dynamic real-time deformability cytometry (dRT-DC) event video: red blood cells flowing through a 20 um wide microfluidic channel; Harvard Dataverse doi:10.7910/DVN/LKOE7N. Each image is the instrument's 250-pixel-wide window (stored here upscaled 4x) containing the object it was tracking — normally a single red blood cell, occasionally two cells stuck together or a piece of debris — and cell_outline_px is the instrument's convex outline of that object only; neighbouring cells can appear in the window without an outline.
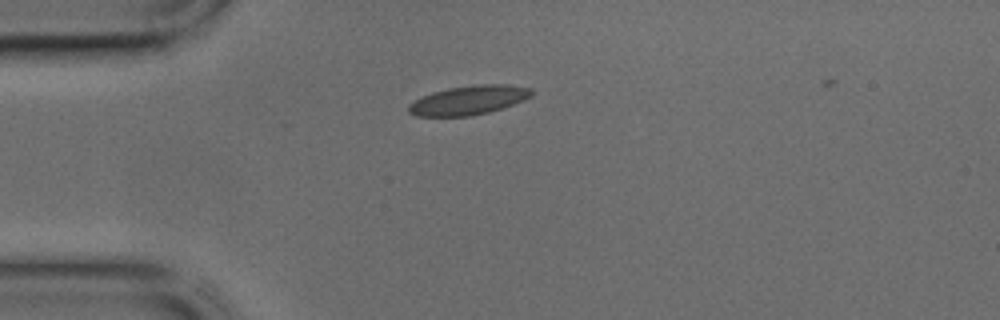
{"species": "common noctule bat (a hibernating species)", "species_latin": "Nyctalus noctula", "temperature_condition": "cold", "stored_images_in_passage": 32, "camera_frame_rate_fps": 3000, "um_per_image_px": 0.085, "animal": {"sex": "male", "body_mass_g": 17.9, "forearm_length_mm": 54.2}, "frame": {"image": 1, "passage_image": 1, "time_ms": 0.0, "image_size_px": [1000, 320], "cell_outline_px": [[536, 92], [532, 96], [524, 100], [488, 112], [472, 116], [416, 116], [408, 112], [408, 104], [432, 92], [448, 88], [472, 84], [508, 84], [532, 88]], "centroid_in_image_um": [39.87, 8.5], "position_along_channel_um": 45.1, "area_um2": 20.98}}
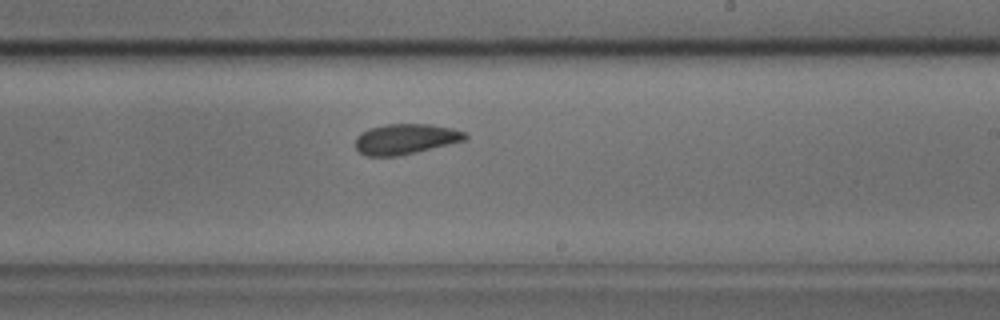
{"frame": {"image": 2, "passage_image": 16, "time_ms": 5.0, "image_size_px": [1000, 320], "cell_outline_px": [[468, 136], [464, 140], [416, 152], [396, 156], [364, 156], [356, 148], [356, 136], [360, 132], [372, 128], [388, 124], [428, 124], [452, 128], [464, 132]], "centroid_in_image_um": [34.44, 11.82], "position_along_channel_um": 254.6, "area_um2": 19.19}}
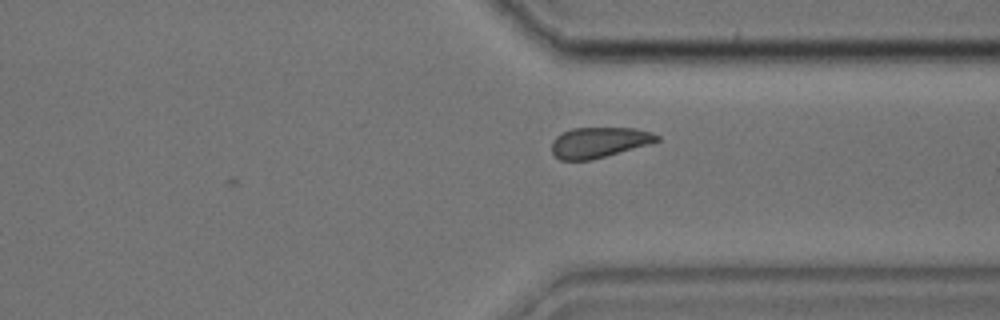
{"frame": {"image": 3, "passage_image": 23, "time_ms": 7.333, "image_size_px": [1000, 320], "cell_outline_px": [[660, 140], [652, 144], [592, 160], [560, 160], [552, 152], [552, 140], [556, 136], [572, 128], [636, 128], [652, 132], [660, 136]], "centroid_in_image_um": [50.96, 12.1], "position_along_channel_um": 360.4, "area_um2": 18.9}}